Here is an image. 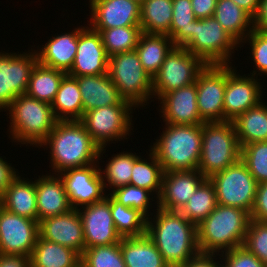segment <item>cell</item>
Listing matches in <instances>:
<instances>
[{"mask_svg":"<svg viewBox=\"0 0 267 267\" xmlns=\"http://www.w3.org/2000/svg\"><path fill=\"white\" fill-rule=\"evenodd\" d=\"M41 147L50 150L51 174L95 164L106 152L105 147L100 148L94 142L79 120L57 121Z\"/></svg>","mask_w":267,"mask_h":267,"instance_id":"obj_1","label":"cell"},{"mask_svg":"<svg viewBox=\"0 0 267 267\" xmlns=\"http://www.w3.org/2000/svg\"><path fill=\"white\" fill-rule=\"evenodd\" d=\"M155 210V215L147 219L146 235L170 267H181L200 253L197 225L178 211H167L159 207Z\"/></svg>","mask_w":267,"mask_h":267,"instance_id":"obj_2","label":"cell"},{"mask_svg":"<svg viewBox=\"0 0 267 267\" xmlns=\"http://www.w3.org/2000/svg\"><path fill=\"white\" fill-rule=\"evenodd\" d=\"M249 222L247 211L217 204L197 225L200 253L219 254L243 246Z\"/></svg>","mask_w":267,"mask_h":267,"instance_id":"obj_3","label":"cell"},{"mask_svg":"<svg viewBox=\"0 0 267 267\" xmlns=\"http://www.w3.org/2000/svg\"><path fill=\"white\" fill-rule=\"evenodd\" d=\"M164 129L150 146L164 172L197 170L201 156L202 125L165 123Z\"/></svg>","mask_w":267,"mask_h":267,"instance_id":"obj_4","label":"cell"},{"mask_svg":"<svg viewBox=\"0 0 267 267\" xmlns=\"http://www.w3.org/2000/svg\"><path fill=\"white\" fill-rule=\"evenodd\" d=\"M5 111L9 112V138L26 146L39 148L58 121L51 104L26 94L17 96Z\"/></svg>","mask_w":267,"mask_h":267,"instance_id":"obj_5","label":"cell"},{"mask_svg":"<svg viewBox=\"0 0 267 267\" xmlns=\"http://www.w3.org/2000/svg\"><path fill=\"white\" fill-rule=\"evenodd\" d=\"M240 159L241 146L232 121L202 124V145L198 170L206 178H210Z\"/></svg>","mask_w":267,"mask_h":267,"instance_id":"obj_6","label":"cell"},{"mask_svg":"<svg viewBox=\"0 0 267 267\" xmlns=\"http://www.w3.org/2000/svg\"><path fill=\"white\" fill-rule=\"evenodd\" d=\"M108 75L120 95L136 108L145 107L153 98V78L144 70L135 50L110 56Z\"/></svg>","mask_w":267,"mask_h":267,"instance_id":"obj_7","label":"cell"},{"mask_svg":"<svg viewBox=\"0 0 267 267\" xmlns=\"http://www.w3.org/2000/svg\"><path fill=\"white\" fill-rule=\"evenodd\" d=\"M237 47L240 44L212 16L193 21L191 41L184 48L206 65H232Z\"/></svg>","mask_w":267,"mask_h":267,"instance_id":"obj_8","label":"cell"},{"mask_svg":"<svg viewBox=\"0 0 267 267\" xmlns=\"http://www.w3.org/2000/svg\"><path fill=\"white\" fill-rule=\"evenodd\" d=\"M134 105H111L84 112L79 120L94 142L106 147L113 141H122L131 135ZM131 114V115H130ZM124 138V139H123Z\"/></svg>","mask_w":267,"mask_h":267,"instance_id":"obj_9","label":"cell"},{"mask_svg":"<svg viewBox=\"0 0 267 267\" xmlns=\"http://www.w3.org/2000/svg\"><path fill=\"white\" fill-rule=\"evenodd\" d=\"M217 204L252 211L258 183L240 159L226 169L212 175Z\"/></svg>","mask_w":267,"mask_h":267,"instance_id":"obj_10","label":"cell"},{"mask_svg":"<svg viewBox=\"0 0 267 267\" xmlns=\"http://www.w3.org/2000/svg\"><path fill=\"white\" fill-rule=\"evenodd\" d=\"M206 64L183 47H174L153 77V97L158 101L166 94L193 84Z\"/></svg>","mask_w":267,"mask_h":267,"instance_id":"obj_11","label":"cell"},{"mask_svg":"<svg viewBox=\"0 0 267 267\" xmlns=\"http://www.w3.org/2000/svg\"><path fill=\"white\" fill-rule=\"evenodd\" d=\"M26 52H0V112L17 96L26 93L30 74L38 62L34 48Z\"/></svg>","mask_w":267,"mask_h":267,"instance_id":"obj_12","label":"cell"},{"mask_svg":"<svg viewBox=\"0 0 267 267\" xmlns=\"http://www.w3.org/2000/svg\"><path fill=\"white\" fill-rule=\"evenodd\" d=\"M38 237L37 220L0 208V254L31 257Z\"/></svg>","mask_w":267,"mask_h":267,"instance_id":"obj_13","label":"cell"},{"mask_svg":"<svg viewBox=\"0 0 267 267\" xmlns=\"http://www.w3.org/2000/svg\"><path fill=\"white\" fill-rule=\"evenodd\" d=\"M249 76V77H248ZM240 75L231 64L226 65V87L223 98L224 121H233L238 115L257 105L263 99L262 85L257 77Z\"/></svg>","mask_w":267,"mask_h":267,"instance_id":"obj_14","label":"cell"},{"mask_svg":"<svg viewBox=\"0 0 267 267\" xmlns=\"http://www.w3.org/2000/svg\"><path fill=\"white\" fill-rule=\"evenodd\" d=\"M197 106L204 122H224L223 98L226 87V65H206L198 74Z\"/></svg>","mask_w":267,"mask_h":267,"instance_id":"obj_15","label":"cell"},{"mask_svg":"<svg viewBox=\"0 0 267 267\" xmlns=\"http://www.w3.org/2000/svg\"><path fill=\"white\" fill-rule=\"evenodd\" d=\"M99 163L70 168L58 174L64 183L72 209L91 205L106 197L107 191L100 174Z\"/></svg>","mask_w":267,"mask_h":267,"instance_id":"obj_16","label":"cell"},{"mask_svg":"<svg viewBox=\"0 0 267 267\" xmlns=\"http://www.w3.org/2000/svg\"><path fill=\"white\" fill-rule=\"evenodd\" d=\"M78 212L83 225L85 249L120 243L122 237L115 228L110 201L106 197L79 208Z\"/></svg>","mask_w":267,"mask_h":267,"instance_id":"obj_17","label":"cell"},{"mask_svg":"<svg viewBox=\"0 0 267 267\" xmlns=\"http://www.w3.org/2000/svg\"><path fill=\"white\" fill-rule=\"evenodd\" d=\"M109 56L103 46L99 32L89 25L78 35L77 54L69 76L79 77L108 73Z\"/></svg>","mask_w":267,"mask_h":267,"instance_id":"obj_18","label":"cell"},{"mask_svg":"<svg viewBox=\"0 0 267 267\" xmlns=\"http://www.w3.org/2000/svg\"><path fill=\"white\" fill-rule=\"evenodd\" d=\"M92 29L140 26V4L135 0H89Z\"/></svg>","mask_w":267,"mask_h":267,"instance_id":"obj_19","label":"cell"},{"mask_svg":"<svg viewBox=\"0 0 267 267\" xmlns=\"http://www.w3.org/2000/svg\"><path fill=\"white\" fill-rule=\"evenodd\" d=\"M205 179L198 169L164 172L161 193L155 206L180 212Z\"/></svg>","mask_w":267,"mask_h":267,"instance_id":"obj_20","label":"cell"},{"mask_svg":"<svg viewBox=\"0 0 267 267\" xmlns=\"http://www.w3.org/2000/svg\"><path fill=\"white\" fill-rule=\"evenodd\" d=\"M39 223V236L50 242L70 247L80 255L85 250L82 220L78 209L47 217Z\"/></svg>","mask_w":267,"mask_h":267,"instance_id":"obj_21","label":"cell"},{"mask_svg":"<svg viewBox=\"0 0 267 267\" xmlns=\"http://www.w3.org/2000/svg\"><path fill=\"white\" fill-rule=\"evenodd\" d=\"M196 82L166 93L160 100V115L166 124L202 125L197 106Z\"/></svg>","mask_w":267,"mask_h":267,"instance_id":"obj_22","label":"cell"},{"mask_svg":"<svg viewBox=\"0 0 267 267\" xmlns=\"http://www.w3.org/2000/svg\"><path fill=\"white\" fill-rule=\"evenodd\" d=\"M77 79L84 112L111 105H133L125 100L108 73L75 77Z\"/></svg>","mask_w":267,"mask_h":267,"instance_id":"obj_23","label":"cell"},{"mask_svg":"<svg viewBox=\"0 0 267 267\" xmlns=\"http://www.w3.org/2000/svg\"><path fill=\"white\" fill-rule=\"evenodd\" d=\"M85 27L81 25L71 32L60 35L57 33V36L55 34L53 38L50 37L42 48L36 50L38 62L68 74L77 54L78 35Z\"/></svg>","mask_w":267,"mask_h":267,"instance_id":"obj_24","label":"cell"},{"mask_svg":"<svg viewBox=\"0 0 267 267\" xmlns=\"http://www.w3.org/2000/svg\"><path fill=\"white\" fill-rule=\"evenodd\" d=\"M38 177L34 179L38 222L69 212L72 207L61 177L58 174L51 175V172Z\"/></svg>","mask_w":267,"mask_h":267,"instance_id":"obj_25","label":"cell"},{"mask_svg":"<svg viewBox=\"0 0 267 267\" xmlns=\"http://www.w3.org/2000/svg\"><path fill=\"white\" fill-rule=\"evenodd\" d=\"M20 175L1 198V207L7 211L38 221L35 181ZM29 180V181H28Z\"/></svg>","mask_w":267,"mask_h":267,"instance_id":"obj_26","label":"cell"},{"mask_svg":"<svg viewBox=\"0 0 267 267\" xmlns=\"http://www.w3.org/2000/svg\"><path fill=\"white\" fill-rule=\"evenodd\" d=\"M120 248L126 267H170L146 234L141 237H123Z\"/></svg>","mask_w":267,"mask_h":267,"instance_id":"obj_27","label":"cell"},{"mask_svg":"<svg viewBox=\"0 0 267 267\" xmlns=\"http://www.w3.org/2000/svg\"><path fill=\"white\" fill-rule=\"evenodd\" d=\"M174 47L175 45L168 35L142 32L135 51L144 70L153 78Z\"/></svg>","mask_w":267,"mask_h":267,"instance_id":"obj_28","label":"cell"},{"mask_svg":"<svg viewBox=\"0 0 267 267\" xmlns=\"http://www.w3.org/2000/svg\"><path fill=\"white\" fill-rule=\"evenodd\" d=\"M232 122L241 147L267 141V103H263V100L238 115Z\"/></svg>","mask_w":267,"mask_h":267,"instance_id":"obj_29","label":"cell"},{"mask_svg":"<svg viewBox=\"0 0 267 267\" xmlns=\"http://www.w3.org/2000/svg\"><path fill=\"white\" fill-rule=\"evenodd\" d=\"M58 121L80 120L83 116V101L77 79L66 74L51 103Z\"/></svg>","mask_w":267,"mask_h":267,"instance_id":"obj_30","label":"cell"},{"mask_svg":"<svg viewBox=\"0 0 267 267\" xmlns=\"http://www.w3.org/2000/svg\"><path fill=\"white\" fill-rule=\"evenodd\" d=\"M30 261L31 267H76L81 262V255L70 247L39 236Z\"/></svg>","mask_w":267,"mask_h":267,"instance_id":"obj_31","label":"cell"},{"mask_svg":"<svg viewBox=\"0 0 267 267\" xmlns=\"http://www.w3.org/2000/svg\"><path fill=\"white\" fill-rule=\"evenodd\" d=\"M213 17L239 44L253 30V18L232 0H218Z\"/></svg>","mask_w":267,"mask_h":267,"instance_id":"obj_32","label":"cell"},{"mask_svg":"<svg viewBox=\"0 0 267 267\" xmlns=\"http://www.w3.org/2000/svg\"><path fill=\"white\" fill-rule=\"evenodd\" d=\"M172 15V0H145L140 4V27L142 32L164 34L170 37Z\"/></svg>","mask_w":267,"mask_h":267,"instance_id":"obj_33","label":"cell"},{"mask_svg":"<svg viewBox=\"0 0 267 267\" xmlns=\"http://www.w3.org/2000/svg\"><path fill=\"white\" fill-rule=\"evenodd\" d=\"M65 75L66 73L62 71L46 67L37 62L30 74L25 94L51 104Z\"/></svg>","mask_w":267,"mask_h":267,"instance_id":"obj_34","label":"cell"},{"mask_svg":"<svg viewBox=\"0 0 267 267\" xmlns=\"http://www.w3.org/2000/svg\"><path fill=\"white\" fill-rule=\"evenodd\" d=\"M110 210L117 232L121 237H141L147 232V217L137 209L124 206L110 193Z\"/></svg>","mask_w":267,"mask_h":267,"instance_id":"obj_35","label":"cell"},{"mask_svg":"<svg viewBox=\"0 0 267 267\" xmlns=\"http://www.w3.org/2000/svg\"><path fill=\"white\" fill-rule=\"evenodd\" d=\"M148 161L141 156L134 162L130 185L144 188L155 195V204H158V197L161 193L162 178L164 170L154 153L149 149ZM150 161V162H149Z\"/></svg>","mask_w":267,"mask_h":267,"instance_id":"obj_36","label":"cell"},{"mask_svg":"<svg viewBox=\"0 0 267 267\" xmlns=\"http://www.w3.org/2000/svg\"><path fill=\"white\" fill-rule=\"evenodd\" d=\"M139 157L140 155L138 156L131 151H123L115 155L113 154L112 158L108 159L104 169L99 166L105 190H111L109 192L111 193L116 188L130 184L134 162Z\"/></svg>","mask_w":267,"mask_h":267,"instance_id":"obj_37","label":"cell"},{"mask_svg":"<svg viewBox=\"0 0 267 267\" xmlns=\"http://www.w3.org/2000/svg\"><path fill=\"white\" fill-rule=\"evenodd\" d=\"M217 206L216 192L213 183L206 178L190 197L180 213L188 220L198 225Z\"/></svg>","mask_w":267,"mask_h":267,"instance_id":"obj_38","label":"cell"},{"mask_svg":"<svg viewBox=\"0 0 267 267\" xmlns=\"http://www.w3.org/2000/svg\"><path fill=\"white\" fill-rule=\"evenodd\" d=\"M100 33L107 55L113 56L135 50L142 33L140 26L93 29Z\"/></svg>","mask_w":267,"mask_h":267,"instance_id":"obj_39","label":"cell"},{"mask_svg":"<svg viewBox=\"0 0 267 267\" xmlns=\"http://www.w3.org/2000/svg\"><path fill=\"white\" fill-rule=\"evenodd\" d=\"M173 15L170 26V38L175 47H185L191 41L194 15L191 0H172Z\"/></svg>","mask_w":267,"mask_h":267,"instance_id":"obj_40","label":"cell"},{"mask_svg":"<svg viewBox=\"0 0 267 267\" xmlns=\"http://www.w3.org/2000/svg\"><path fill=\"white\" fill-rule=\"evenodd\" d=\"M81 262L87 267H126L120 243L87 248L81 255Z\"/></svg>","mask_w":267,"mask_h":267,"instance_id":"obj_41","label":"cell"},{"mask_svg":"<svg viewBox=\"0 0 267 267\" xmlns=\"http://www.w3.org/2000/svg\"><path fill=\"white\" fill-rule=\"evenodd\" d=\"M110 194L124 206L139 210L147 218L155 213L154 209L152 210L153 213L149 212L153 207L151 202L155 201L153 200L155 196H153L154 194L151 191H148L144 188L128 184L126 186L116 188Z\"/></svg>","mask_w":267,"mask_h":267,"instance_id":"obj_42","label":"cell"},{"mask_svg":"<svg viewBox=\"0 0 267 267\" xmlns=\"http://www.w3.org/2000/svg\"><path fill=\"white\" fill-rule=\"evenodd\" d=\"M241 160L258 184L267 182V141L254 142L241 147Z\"/></svg>","mask_w":267,"mask_h":267,"instance_id":"obj_43","label":"cell"},{"mask_svg":"<svg viewBox=\"0 0 267 267\" xmlns=\"http://www.w3.org/2000/svg\"><path fill=\"white\" fill-rule=\"evenodd\" d=\"M243 246L267 266V222L250 219Z\"/></svg>","mask_w":267,"mask_h":267,"instance_id":"obj_44","label":"cell"},{"mask_svg":"<svg viewBox=\"0 0 267 267\" xmlns=\"http://www.w3.org/2000/svg\"><path fill=\"white\" fill-rule=\"evenodd\" d=\"M249 43L251 47V60L254 61V70L250 75L257 77L263 74L267 76V33L253 29L251 33L240 44L242 47L244 43ZM256 69V70H255ZM258 72V73H257Z\"/></svg>","mask_w":267,"mask_h":267,"instance_id":"obj_45","label":"cell"},{"mask_svg":"<svg viewBox=\"0 0 267 267\" xmlns=\"http://www.w3.org/2000/svg\"><path fill=\"white\" fill-rule=\"evenodd\" d=\"M218 256H221L224 267H267L244 246L222 252Z\"/></svg>","mask_w":267,"mask_h":267,"instance_id":"obj_46","label":"cell"},{"mask_svg":"<svg viewBox=\"0 0 267 267\" xmlns=\"http://www.w3.org/2000/svg\"><path fill=\"white\" fill-rule=\"evenodd\" d=\"M250 219L267 222V182L257 186L255 202L250 213Z\"/></svg>","mask_w":267,"mask_h":267,"instance_id":"obj_47","label":"cell"},{"mask_svg":"<svg viewBox=\"0 0 267 267\" xmlns=\"http://www.w3.org/2000/svg\"><path fill=\"white\" fill-rule=\"evenodd\" d=\"M11 165V163H8L7 160H4L2 156H0V197L19 176L17 169Z\"/></svg>","mask_w":267,"mask_h":267,"instance_id":"obj_48","label":"cell"},{"mask_svg":"<svg viewBox=\"0 0 267 267\" xmlns=\"http://www.w3.org/2000/svg\"><path fill=\"white\" fill-rule=\"evenodd\" d=\"M218 254L211 253H199L195 257L189 259L184 265L181 267H222V259L221 256L218 257L220 259L216 260ZM214 257V258H213Z\"/></svg>","mask_w":267,"mask_h":267,"instance_id":"obj_49","label":"cell"},{"mask_svg":"<svg viewBox=\"0 0 267 267\" xmlns=\"http://www.w3.org/2000/svg\"><path fill=\"white\" fill-rule=\"evenodd\" d=\"M217 1L218 0H191L195 17L197 19L212 17Z\"/></svg>","mask_w":267,"mask_h":267,"instance_id":"obj_50","label":"cell"},{"mask_svg":"<svg viewBox=\"0 0 267 267\" xmlns=\"http://www.w3.org/2000/svg\"><path fill=\"white\" fill-rule=\"evenodd\" d=\"M0 267H31L30 257L0 254Z\"/></svg>","mask_w":267,"mask_h":267,"instance_id":"obj_51","label":"cell"},{"mask_svg":"<svg viewBox=\"0 0 267 267\" xmlns=\"http://www.w3.org/2000/svg\"><path fill=\"white\" fill-rule=\"evenodd\" d=\"M253 29L267 33V0H260L256 15L253 17Z\"/></svg>","mask_w":267,"mask_h":267,"instance_id":"obj_52","label":"cell"},{"mask_svg":"<svg viewBox=\"0 0 267 267\" xmlns=\"http://www.w3.org/2000/svg\"><path fill=\"white\" fill-rule=\"evenodd\" d=\"M252 18L256 15L260 0H232Z\"/></svg>","mask_w":267,"mask_h":267,"instance_id":"obj_53","label":"cell"},{"mask_svg":"<svg viewBox=\"0 0 267 267\" xmlns=\"http://www.w3.org/2000/svg\"><path fill=\"white\" fill-rule=\"evenodd\" d=\"M76 267H87V266L83 264L82 262H80Z\"/></svg>","mask_w":267,"mask_h":267,"instance_id":"obj_54","label":"cell"},{"mask_svg":"<svg viewBox=\"0 0 267 267\" xmlns=\"http://www.w3.org/2000/svg\"><path fill=\"white\" fill-rule=\"evenodd\" d=\"M137 1L139 4L143 3L145 0H135Z\"/></svg>","mask_w":267,"mask_h":267,"instance_id":"obj_55","label":"cell"}]
</instances>
